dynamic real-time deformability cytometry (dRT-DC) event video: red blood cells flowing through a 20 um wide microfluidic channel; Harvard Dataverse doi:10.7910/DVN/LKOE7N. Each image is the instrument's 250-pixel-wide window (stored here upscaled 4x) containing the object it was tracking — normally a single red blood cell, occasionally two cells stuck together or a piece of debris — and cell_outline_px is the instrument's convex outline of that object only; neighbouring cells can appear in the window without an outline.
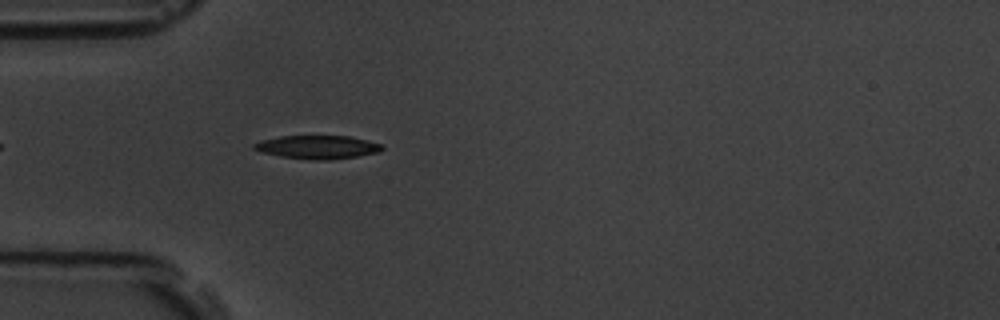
{"species": "common noctule bat (a hibernating species)", "species_latin": "Nyctalus noctula", "temperature_condition": "room temperature", "stored_images_in_passage": 3, "camera_frame_rate_fps": 3000, "um_per_image_px": 0.085, "animal": {"sex": "male", "body_mass_g": 19.5, "forearm_length_mm": 54.6}, "frame": {"image": 1, "passage_image": 3, "time_ms": 2.333, "image_size_px": [1000, 320], "cell_outline_px": [[384, 148], [380, 152], [356, 156], [328, 160], [316, 160], [280, 156], [260, 152], [252, 148], [252, 144], [260, 140], [280, 136], [348, 136], [368, 140], [384, 144]], "centroid_in_image_um": [26.99, 12.5], "position_along_channel_um": 58.0, "area_um2": 17.57}}